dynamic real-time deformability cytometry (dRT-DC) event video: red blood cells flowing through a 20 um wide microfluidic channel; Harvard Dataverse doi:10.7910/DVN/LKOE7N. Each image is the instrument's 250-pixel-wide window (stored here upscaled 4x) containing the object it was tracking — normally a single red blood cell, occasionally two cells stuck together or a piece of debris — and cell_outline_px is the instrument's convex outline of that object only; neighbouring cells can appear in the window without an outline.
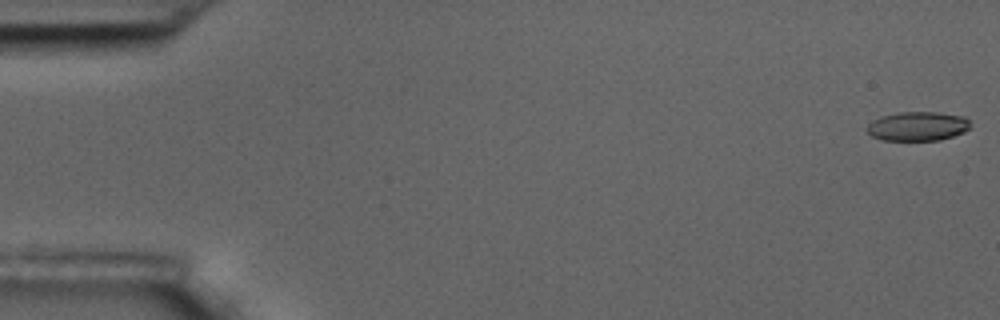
{"species": "common noctule bat (a hibernating species)", "species_latin": "Nyctalus noctula", "temperature_condition": "room temperature", "stored_images_in_passage": 5, "camera_frame_rate_fps": 3000, "um_per_image_px": 0.085, "animal": {"sex": "male", "body_mass_g": 17.5, "forearm_length_mm": 52.3}, "frame": {"image": 1, "passage_image": 1, "time_ms": 0.0, "image_size_px": [1000, 320], "cell_outline_px": [[972, 128], [964, 132], [940, 140], [880, 140], [872, 136], [868, 132], [868, 124], [872, 120], [880, 116], [896, 112], [936, 112], [964, 116], [968, 120]], "centroid_in_image_um": [78.01, 10.72], "position_along_channel_um": 7.0, "area_um2": 17.69}}
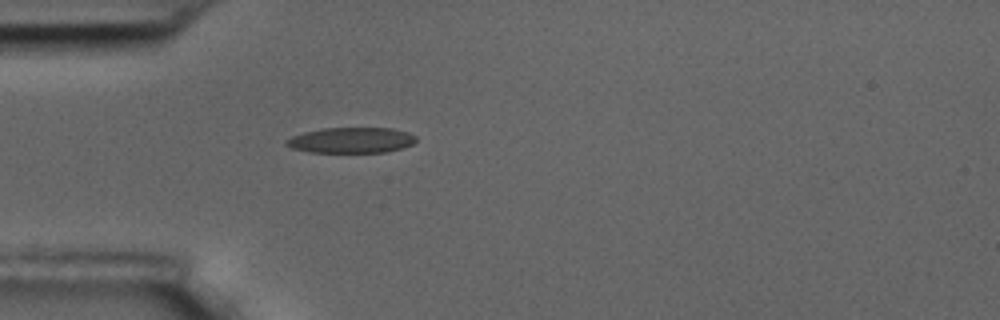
{"frame": {"image": 2, "passage_image": 5, "time_ms": 1.333, "image_size_px": [1000, 320], "cell_outline_px": [[416, 140], [412, 144], [404, 148], [384, 152], [308, 152], [292, 148], [284, 144], [284, 140], [292, 136], [304, 132], [324, 128], [392, 128], [408, 132], [416, 136]], "centroid_in_image_um": [29.85, 11.92], "position_along_channel_um": 55.2, "area_um2": 19.42}}